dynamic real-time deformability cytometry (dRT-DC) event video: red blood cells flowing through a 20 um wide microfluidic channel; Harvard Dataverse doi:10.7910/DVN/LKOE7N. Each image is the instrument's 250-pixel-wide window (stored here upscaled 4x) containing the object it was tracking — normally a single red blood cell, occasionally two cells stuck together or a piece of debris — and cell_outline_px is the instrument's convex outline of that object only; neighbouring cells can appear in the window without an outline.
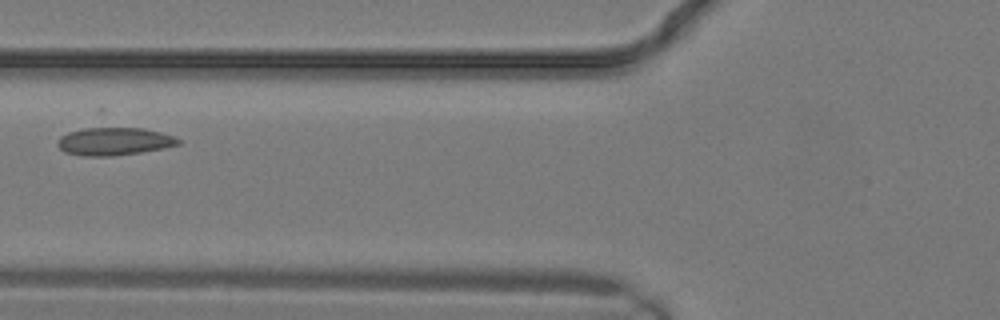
{"species": "common noctule bat (a hibernating species)", "species_latin": "Nyctalus noctula", "temperature_condition": "warm", "stored_images_in_passage": 10, "camera_frame_rate_fps": 3000, "um_per_image_px": 0.085, "animal": {"sex": "male", "body_mass_g": 19.2, "forearm_length_mm": 51.8}, "frame": {"image": 1, "passage_image": 9, "time_ms": 2.667, "image_size_px": [1000, 320], "cell_outline_px": [[184, 140], [180, 144], [164, 148], [140, 152], [112, 156], [84, 156], [64, 152], [56, 144], [60, 136], [96, 108], [104, 108]], "centroid_in_image_um": [9.58, 11.56], "position_along_channel_um": 116.2, "area_um2": 26.82}}